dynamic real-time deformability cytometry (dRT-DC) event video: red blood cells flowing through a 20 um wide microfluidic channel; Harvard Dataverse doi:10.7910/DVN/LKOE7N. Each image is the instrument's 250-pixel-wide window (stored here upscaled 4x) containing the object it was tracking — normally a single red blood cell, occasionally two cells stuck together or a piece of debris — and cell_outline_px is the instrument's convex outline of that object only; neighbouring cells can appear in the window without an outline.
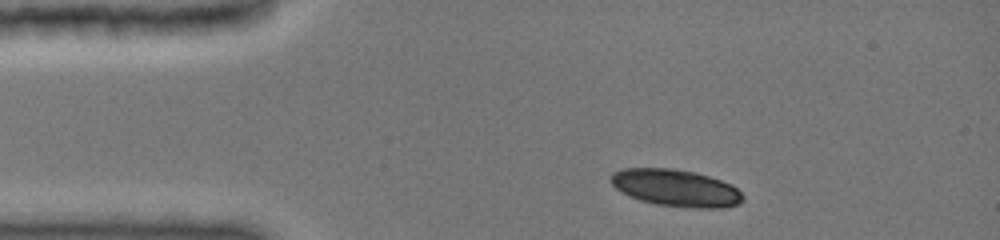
{"species": "common noctule bat (a hibernating species)", "species_latin": "Nyctalus noctula", "temperature_condition": "cold", "stored_images_in_passage": 3, "camera_frame_rate_fps": 3000, "um_per_image_px": 0.085, "animal": {"sex": "female", "body_mass_g": 19.0, "forearm_length_mm": 51.5}, "frame": {"image": 1, "passage_image": 1, "time_ms": 0.0, "image_size_px": [1000, 240], "cell_outline_px": [[744, 200], [740, 204], [724, 208], [696, 208], [656, 204], [640, 200], [628, 196], [616, 188], [608, 180], [612, 172], [624, 168], [672, 168], [696, 172], [732, 184], [744, 196]], "centroid_in_image_um": [57.44, 15.97], "position_along_channel_um": 27.6, "area_um2": 28.73}}